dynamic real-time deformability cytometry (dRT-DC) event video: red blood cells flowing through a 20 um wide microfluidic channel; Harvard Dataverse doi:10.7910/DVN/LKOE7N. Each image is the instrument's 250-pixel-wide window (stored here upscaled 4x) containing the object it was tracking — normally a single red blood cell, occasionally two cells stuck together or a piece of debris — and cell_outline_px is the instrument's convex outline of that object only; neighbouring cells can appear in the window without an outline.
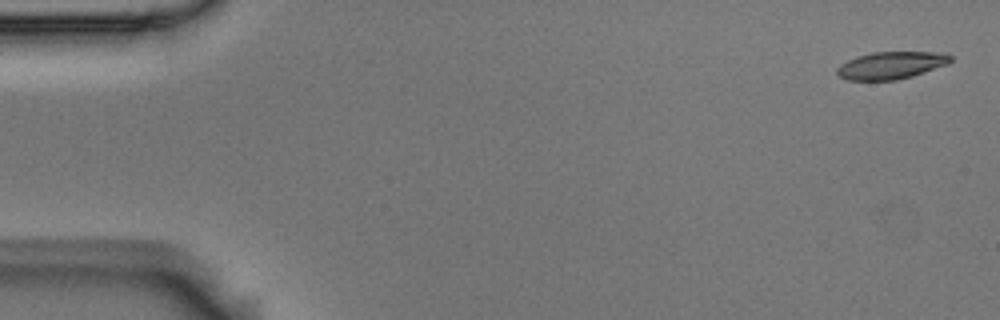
{"species": "Egyptian fruit bat (a non-hibernating species)", "species_latin": "Rousettus aegyptiacus", "temperature_condition": "room temperature", "stored_images_in_passage": 7, "camera_frame_rate_fps": 3000, "um_per_image_px": 0.085, "animal": {"sex": "male"}, "frame": {"image": 1, "passage_image": 1, "time_ms": 0.0, "image_size_px": [1000, 320], "cell_outline_px": [[952, 60], [948, 64], [912, 76], [896, 80], [848, 80], [840, 76], [836, 72], [836, 68], [840, 64], [856, 56], [872, 52], [932, 52], [952, 56]], "centroid_in_image_um": [75.71, 5.55], "position_along_channel_um": 9.3, "area_um2": 17.98}}
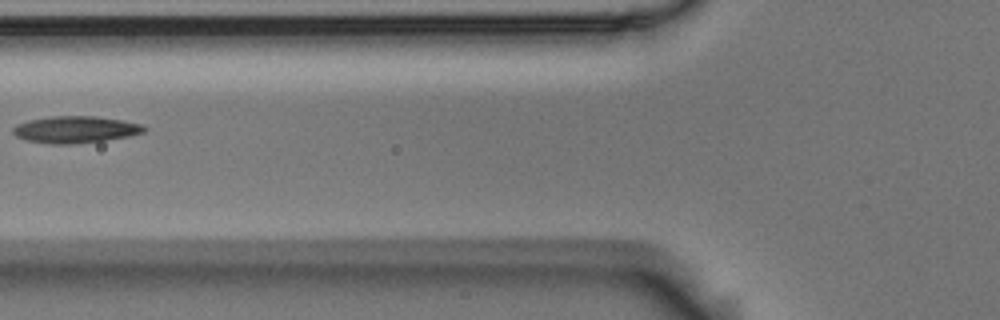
{"frame": {"image": 2, "passage_image": 6, "time_ms": 1.667, "image_size_px": [1000, 320], "cell_outline_px": [[148, 128], [144, 132], [132, 136], [104, 140], [72, 144], [52, 144], [28, 140], [16, 136], [12, 132], [12, 128], [16, 124], [28, 120], [52, 116], [96, 116], [124, 120], [144, 124]], "centroid_in_image_um": [6.46, 11.0], "position_along_channel_um": 119.3, "area_um2": 20.69}}
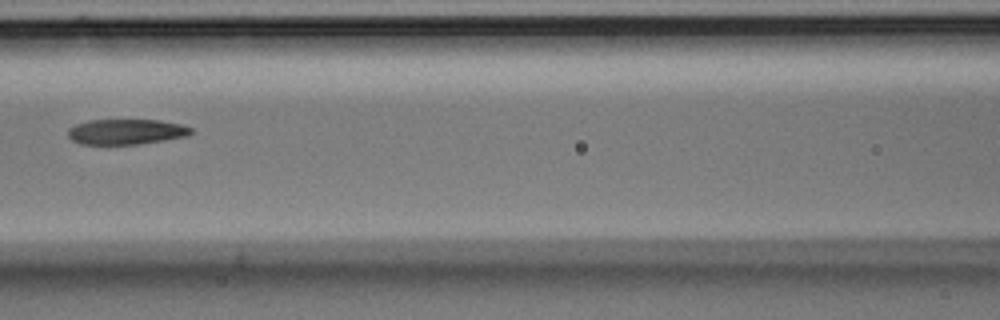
{"frame": {"image": 3, "passage_image": 7, "time_ms": 2.0, "image_size_px": [1000, 320], "cell_outline_px": [[192, 132], [188, 136], [140, 144], [80, 144], [72, 140], [68, 136], [68, 128], [76, 124], [88, 120], [160, 120], [180, 124], [192, 128]], "centroid_in_image_um": [10.71, 11.2], "position_along_channel_um": 155.9, "area_um2": 18.21}}